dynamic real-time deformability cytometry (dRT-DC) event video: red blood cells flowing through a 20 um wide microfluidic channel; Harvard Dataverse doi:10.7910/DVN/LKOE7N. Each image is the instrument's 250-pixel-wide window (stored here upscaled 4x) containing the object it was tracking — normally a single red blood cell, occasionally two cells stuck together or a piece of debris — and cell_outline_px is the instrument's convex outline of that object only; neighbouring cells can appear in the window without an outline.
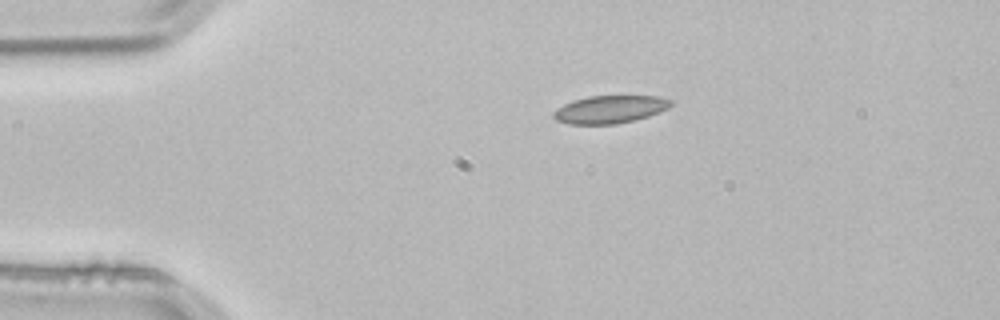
{"species": "common noctule bat (a hibernating species)", "species_latin": "Nyctalus noctula", "temperature_condition": "room temperature", "stored_images_in_passage": 2, "camera_frame_rate_fps": 3000, "um_per_image_px": 0.085, "animal": {"sex": "male", "body_mass_g": 21.5, "forearm_length_mm": 52.0}, "frame": {"image": 1, "passage_image": 1, "time_ms": 0.0, "image_size_px": [1000, 320], "cell_outline_px": [[672, 104], [668, 108], [648, 116], [636, 120], [616, 124], [568, 124], [556, 120], [552, 116], [552, 112], [556, 108], [572, 100], [588, 96], [660, 96], [672, 100]], "centroid_in_image_um": [51.81, 9.29], "position_along_channel_um": 33.2, "area_um2": 19.13}}